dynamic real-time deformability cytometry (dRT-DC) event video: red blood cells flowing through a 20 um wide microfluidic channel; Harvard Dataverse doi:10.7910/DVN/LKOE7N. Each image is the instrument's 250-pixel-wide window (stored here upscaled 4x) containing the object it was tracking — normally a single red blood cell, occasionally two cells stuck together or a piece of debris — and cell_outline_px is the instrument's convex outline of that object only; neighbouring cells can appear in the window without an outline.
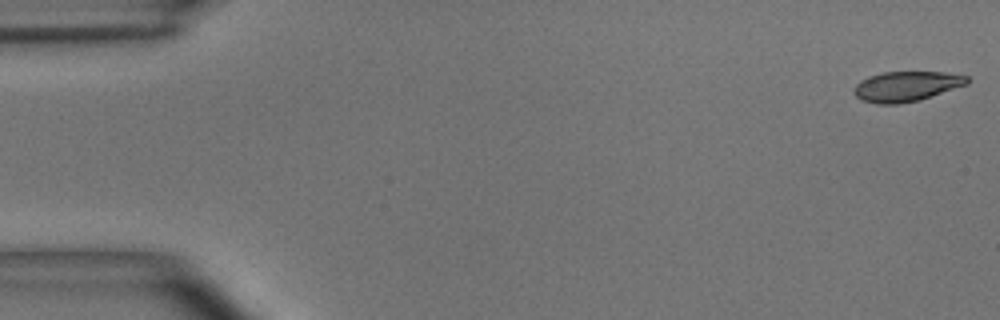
{"species": "common noctule bat (a hibernating species)", "species_latin": "Nyctalus noctula", "temperature_condition": "room temperature", "stored_images_in_passage": 55, "camera_frame_rate_fps": 3000, "um_per_image_px": 0.085, "animal": {"sex": "male", "body_mass_g": 15.6}, "frame": {"image": 1, "passage_image": 1, "time_ms": 0.0, "image_size_px": [1000, 320], "cell_outline_px": [[968, 84], [920, 100], [900, 104], [876, 104], [860, 100], [852, 92], [856, 84], [860, 80], [868, 76], [884, 72], [944, 72], [968, 76]], "centroid_in_image_um": [77.01, 7.35], "position_along_channel_um": 8.0, "area_um2": 20.0}}
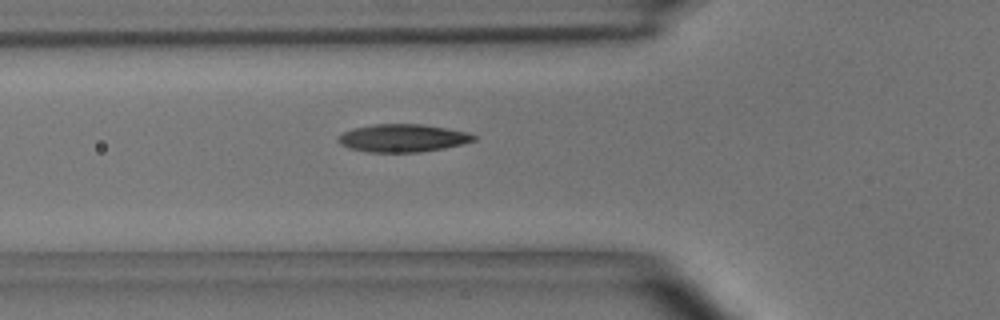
{"frame": {"image": 2, "passage_image": 19, "time_ms": 6.0, "image_size_px": [1000, 320], "cell_outline_px": [[476, 140], [444, 148], [420, 152], [368, 152], [348, 148], [340, 144], [336, 140], [344, 132], [352, 128], [376, 124], [420, 124], [448, 128], [468, 132], [476, 136]], "centroid_in_image_um": [34.22, 11.73], "position_along_channel_um": 91.6, "area_um2": 21.96}}
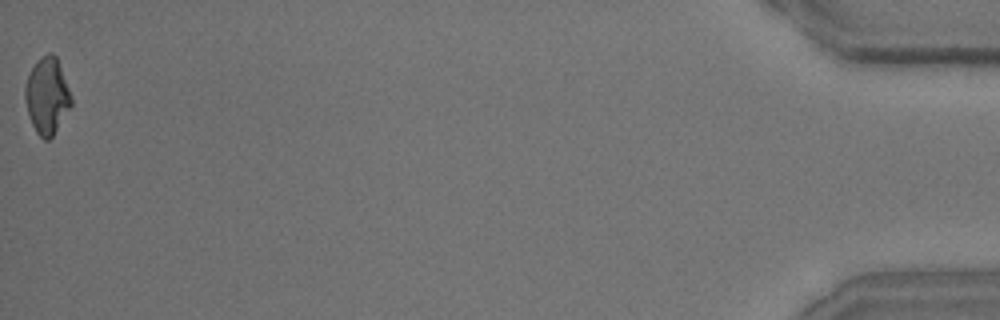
{"frame": {"image": 3, "passage_image": 55, "time_ms": 18.0, "image_size_px": [1000, 320], "cell_outline_px": [[72, 104], [52, 136], [48, 140], [44, 140], [36, 132], [28, 116], [24, 100], [24, 88], [28, 76], [32, 68], [48, 52], [52, 52], [56, 56], [72, 96]], "centroid_in_image_um": [3.99, 8.17], "position_along_channel_um": 431.2, "area_um2": 20.29}, "authors_computed_cell_mechanics": {"area_um2": 21.0392, "velocity_mm_per_s": 3.6129, "shape_relaxation_time_tau1_ms": 3.7304, "shape_relaxation_time_tau2_ms": 1.9214, "deformation_change_tau1": 0.1452, "deformation_change_tau2": 0.0822}}